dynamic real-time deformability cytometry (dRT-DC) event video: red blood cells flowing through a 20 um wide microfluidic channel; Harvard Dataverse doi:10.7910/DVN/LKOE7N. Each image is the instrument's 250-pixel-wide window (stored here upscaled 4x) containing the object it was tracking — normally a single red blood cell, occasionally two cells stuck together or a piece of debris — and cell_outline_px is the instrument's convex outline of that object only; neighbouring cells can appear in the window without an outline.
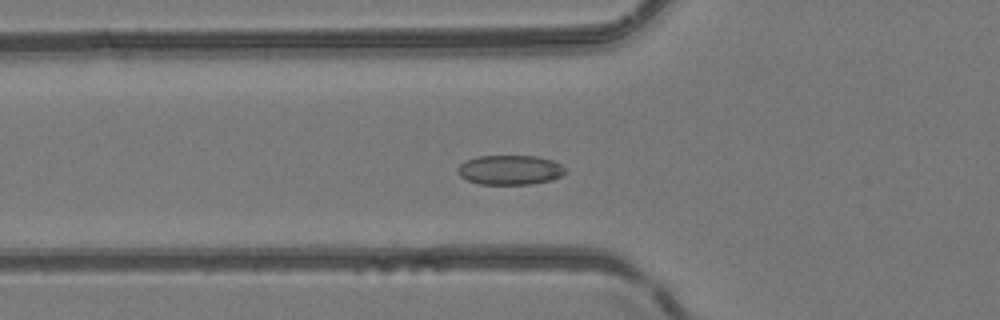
{"species": "common noctule bat (a hibernating species)", "species_latin": "Nyctalus noctula", "temperature_condition": "room temperature", "stored_images_in_passage": 40, "camera_frame_rate_fps": 3000, "um_per_image_px": 0.085, "animal": {"sex": "female", "body_mass_g": 24.6, "forearm_length_mm": 56.2}, "frame": {"image": 1, "passage_image": 8, "time_ms": 2.333, "image_size_px": [1000, 320], "cell_outline_px": [[568, 172], [552, 180], [532, 184], [480, 184], [468, 180], [460, 176], [456, 172], [456, 168], [460, 164], [476, 156], [536, 156], [552, 160], [560, 164]], "centroid_in_image_um": [43.34, 14.44], "position_along_channel_um": 82.5, "area_um2": 18.61}}
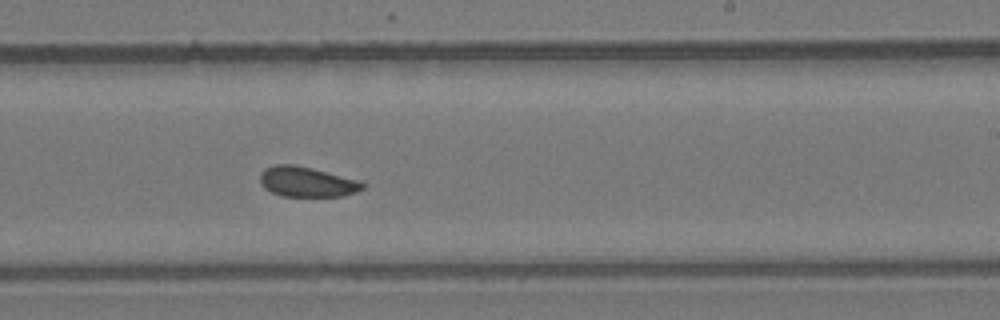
{"frame": {"image": 2, "passage_image": 21, "time_ms": 6.667, "image_size_px": [1000, 320], "cell_outline_px": [[368, 184], [364, 188], [356, 192], [344, 196], [284, 196], [272, 192], [264, 188], [260, 184], [260, 172], [264, 168], [276, 164], [296, 164], [364, 180]], "centroid_in_image_um": [26.15, 15.44], "position_along_channel_um": 262.8, "area_um2": 18.55}}
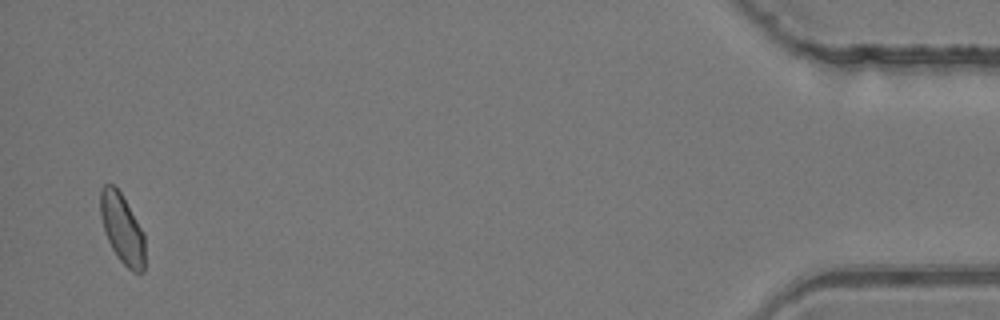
{"frame": {"image": 3, "passage_image": 39, "time_ms": 12.667, "image_size_px": [1000, 320], "cell_outline_px": [[144, 272], [132, 272], [116, 256], [108, 240], [100, 216], [100, 188], [104, 184], [112, 184], [120, 192], [144, 232]], "centroid_in_image_um": [10.38, 19.44], "position_along_channel_um": 424.8, "area_um2": 17.98}, "authors_computed_cell_mechanics": {"area_um2": 18.5827, "velocity_mm_per_s": 4.1581, "shape_relaxation_time_tau1_ms": null, "shape_relaxation_time_tau2_ms": 1.5946, "deformation_change_tau1": null, "deformation_change_tau2": 0.0731}}